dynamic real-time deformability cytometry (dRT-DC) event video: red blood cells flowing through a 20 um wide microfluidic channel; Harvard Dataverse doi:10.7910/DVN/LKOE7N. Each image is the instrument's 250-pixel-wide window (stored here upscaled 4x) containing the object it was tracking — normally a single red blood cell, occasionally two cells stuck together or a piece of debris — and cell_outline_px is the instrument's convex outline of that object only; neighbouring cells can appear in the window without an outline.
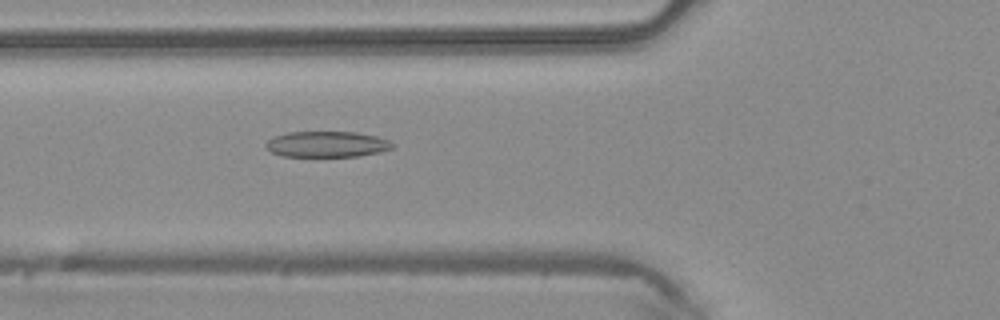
{"species": "common noctule bat (a hibernating species)", "species_latin": "Nyctalus noctula", "temperature_condition": "warm", "stored_images_in_passage": 42, "camera_frame_rate_fps": 3000, "um_per_image_px": 0.085, "animal": {"sex": "male", "body_mass_g": 20.4}, "frame": {"image": 1, "passage_image": 17, "time_ms": 5.333, "image_size_px": [1000, 320], "cell_outline_px": [[396, 144], [392, 148], [380, 152], [356, 156], [280, 156], [272, 152], [264, 144], [268, 140], [276, 136], [288, 132], [356, 132], [376, 136], [388, 140]], "centroid_in_image_um": [27.81, 12.26], "position_along_channel_um": 98.0, "area_um2": 18.96}}
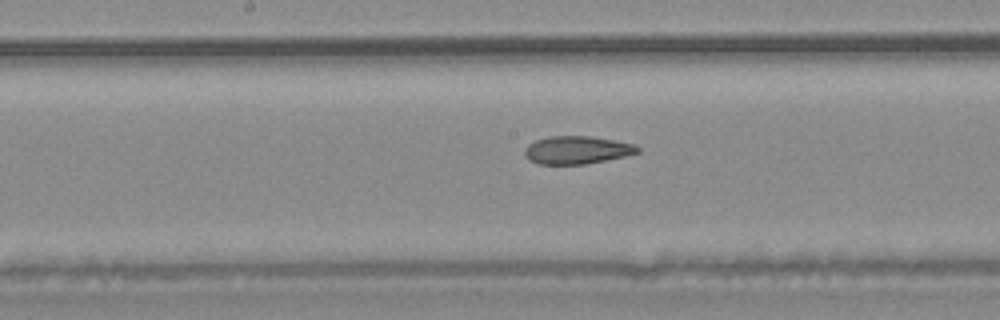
{"frame": {"image": 2, "passage_image": 24, "time_ms": 7.667, "image_size_px": [1000, 320], "cell_outline_px": [[640, 152], [624, 156], [584, 164], [536, 164], [528, 160], [524, 156], [524, 148], [528, 144], [536, 140], [548, 136], [588, 136], [612, 140], [632, 144], [640, 148]], "centroid_in_image_um": [48.96, 12.75], "position_along_channel_um": 199.2, "area_um2": 18.26}}
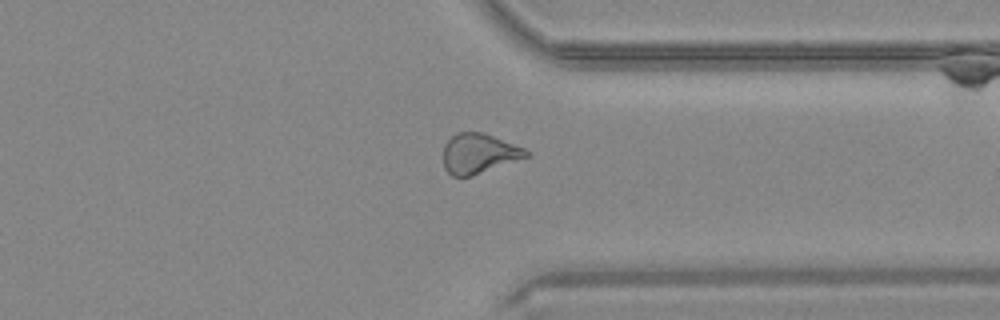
{"frame": {"image": 3, "passage_image": 36, "time_ms": 11.667, "image_size_px": [1000, 320], "cell_outline_px": [[532, 156], [472, 176], [452, 176], [444, 168], [444, 144], [456, 132], [484, 132], [524, 148], [532, 152]], "centroid_in_image_um": [40.75, 13.05], "position_along_channel_um": 370.7, "area_um2": 19.54}}